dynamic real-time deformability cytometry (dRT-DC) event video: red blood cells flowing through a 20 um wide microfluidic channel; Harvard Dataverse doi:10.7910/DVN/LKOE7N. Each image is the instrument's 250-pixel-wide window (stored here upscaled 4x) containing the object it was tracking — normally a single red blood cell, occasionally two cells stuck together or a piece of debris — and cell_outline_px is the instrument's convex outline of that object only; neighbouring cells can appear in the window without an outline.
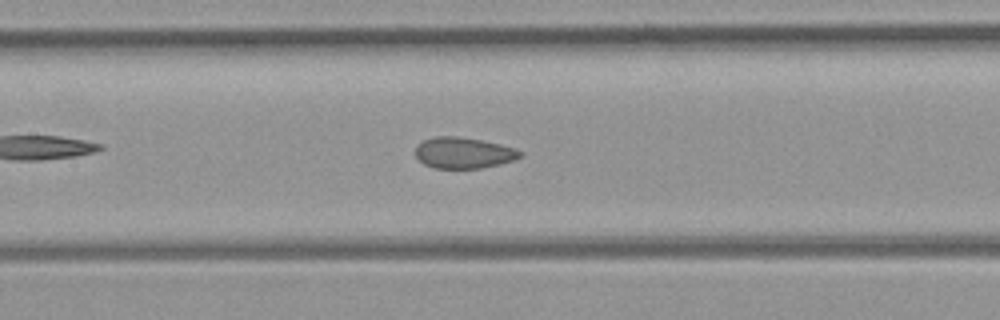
{"species": "common noctule bat (a hibernating species)", "species_latin": "Nyctalus noctula", "temperature_condition": "room temperature", "stored_images_in_passage": 43, "camera_frame_rate_fps": 3000, "um_per_image_px": 0.085, "animal": {"sex": "female", "body_mass_g": 21.9}, "frame": {"image": 1, "passage_image": 19, "time_ms": 6.0, "image_size_px": [1000, 320], "cell_outline_px": [[524, 156], [500, 164], [480, 168], [432, 168], [424, 164], [416, 156], [416, 148], [424, 140], [436, 136], [456, 136], [480, 140], [500, 144], [516, 148], [524, 152]], "centroid_in_image_um": [39.44, 12.99], "position_along_channel_um": 168.0, "area_um2": 18.9}}
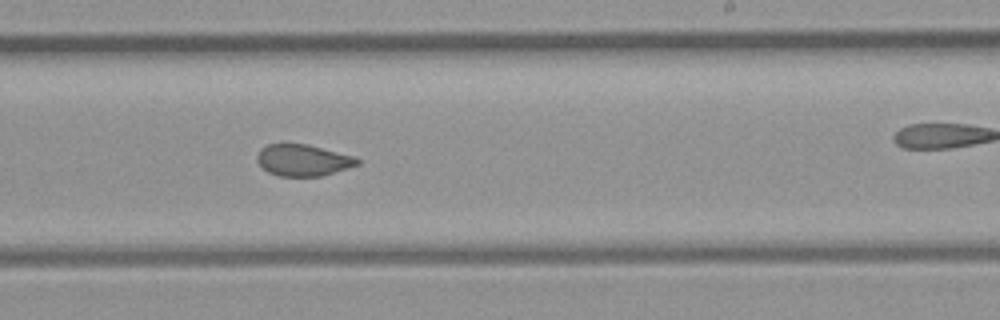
{"frame": {"image": 2, "passage_image": 25, "time_ms": 8.0, "image_size_px": [1000, 320], "cell_outline_px": [[360, 164], [348, 168], [320, 176], [280, 176], [268, 172], [256, 160], [256, 156], [260, 148], [268, 144], [308, 144], [356, 156], [360, 160]], "centroid_in_image_um": [25.78, 13.61], "position_along_channel_um": 263.2, "area_um2": 18.5}}